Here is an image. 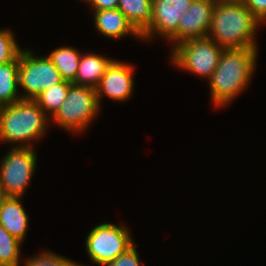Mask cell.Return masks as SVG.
<instances>
[{"label":"cell","instance_id":"cell-19","mask_svg":"<svg viewBox=\"0 0 266 266\" xmlns=\"http://www.w3.org/2000/svg\"><path fill=\"white\" fill-rule=\"evenodd\" d=\"M22 243L0 224V266H20Z\"/></svg>","mask_w":266,"mask_h":266},{"label":"cell","instance_id":"cell-25","mask_svg":"<svg viewBox=\"0 0 266 266\" xmlns=\"http://www.w3.org/2000/svg\"><path fill=\"white\" fill-rule=\"evenodd\" d=\"M215 4H242L245 0H213Z\"/></svg>","mask_w":266,"mask_h":266},{"label":"cell","instance_id":"cell-10","mask_svg":"<svg viewBox=\"0 0 266 266\" xmlns=\"http://www.w3.org/2000/svg\"><path fill=\"white\" fill-rule=\"evenodd\" d=\"M134 69L135 67L131 64L122 63L118 60H114L110 64L95 88L99 107L101 106V98L105 96L117 102H125L130 99L135 86Z\"/></svg>","mask_w":266,"mask_h":266},{"label":"cell","instance_id":"cell-11","mask_svg":"<svg viewBox=\"0 0 266 266\" xmlns=\"http://www.w3.org/2000/svg\"><path fill=\"white\" fill-rule=\"evenodd\" d=\"M213 0H193L178 23L177 44L197 38H206L212 23Z\"/></svg>","mask_w":266,"mask_h":266},{"label":"cell","instance_id":"cell-20","mask_svg":"<svg viewBox=\"0 0 266 266\" xmlns=\"http://www.w3.org/2000/svg\"><path fill=\"white\" fill-rule=\"evenodd\" d=\"M25 259L24 266H84L52 251H42Z\"/></svg>","mask_w":266,"mask_h":266},{"label":"cell","instance_id":"cell-2","mask_svg":"<svg viewBox=\"0 0 266 266\" xmlns=\"http://www.w3.org/2000/svg\"><path fill=\"white\" fill-rule=\"evenodd\" d=\"M51 121L32 99H21L10 106L1 107L0 142L13 143V147L33 148L35 140L44 138Z\"/></svg>","mask_w":266,"mask_h":266},{"label":"cell","instance_id":"cell-4","mask_svg":"<svg viewBox=\"0 0 266 266\" xmlns=\"http://www.w3.org/2000/svg\"><path fill=\"white\" fill-rule=\"evenodd\" d=\"M94 88L72 84L65 101L50 118L56 125L70 132H84L100 112Z\"/></svg>","mask_w":266,"mask_h":266},{"label":"cell","instance_id":"cell-18","mask_svg":"<svg viewBox=\"0 0 266 266\" xmlns=\"http://www.w3.org/2000/svg\"><path fill=\"white\" fill-rule=\"evenodd\" d=\"M71 82L63 81L40 93L34 100L44 113L51 118L65 101Z\"/></svg>","mask_w":266,"mask_h":266},{"label":"cell","instance_id":"cell-23","mask_svg":"<svg viewBox=\"0 0 266 266\" xmlns=\"http://www.w3.org/2000/svg\"><path fill=\"white\" fill-rule=\"evenodd\" d=\"M244 5L263 24L266 22V0H245Z\"/></svg>","mask_w":266,"mask_h":266},{"label":"cell","instance_id":"cell-13","mask_svg":"<svg viewBox=\"0 0 266 266\" xmlns=\"http://www.w3.org/2000/svg\"><path fill=\"white\" fill-rule=\"evenodd\" d=\"M22 197H8L0 209V224L21 242L26 238L28 215L21 203Z\"/></svg>","mask_w":266,"mask_h":266},{"label":"cell","instance_id":"cell-3","mask_svg":"<svg viewBox=\"0 0 266 266\" xmlns=\"http://www.w3.org/2000/svg\"><path fill=\"white\" fill-rule=\"evenodd\" d=\"M262 23L242 4H215L208 38L225 49L257 47L255 33Z\"/></svg>","mask_w":266,"mask_h":266},{"label":"cell","instance_id":"cell-5","mask_svg":"<svg viewBox=\"0 0 266 266\" xmlns=\"http://www.w3.org/2000/svg\"><path fill=\"white\" fill-rule=\"evenodd\" d=\"M171 62L180 70L202 78L212 77L225 48L206 38L189 39L172 48Z\"/></svg>","mask_w":266,"mask_h":266},{"label":"cell","instance_id":"cell-15","mask_svg":"<svg viewBox=\"0 0 266 266\" xmlns=\"http://www.w3.org/2000/svg\"><path fill=\"white\" fill-rule=\"evenodd\" d=\"M19 56L12 62L0 64V108L21 100L19 88Z\"/></svg>","mask_w":266,"mask_h":266},{"label":"cell","instance_id":"cell-17","mask_svg":"<svg viewBox=\"0 0 266 266\" xmlns=\"http://www.w3.org/2000/svg\"><path fill=\"white\" fill-rule=\"evenodd\" d=\"M82 53L71 46H62L54 49L48 57L58 69L64 81L73 83L77 74L79 61Z\"/></svg>","mask_w":266,"mask_h":266},{"label":"cell","instance_id":"cell-26","mask_svg":"<svg viewBox=\"0 0 266 266\" xmlns=\"http://www.w3.org/2000/svg\"><path fill=\"white\" fill-rule=\"evenodd\" d=\"M8 198L7 194L5 193V190L2 186L1 183V177H0V209L2 207V204L4 203V201Z\"/></svg>","mask_w":266,"mask_h":266},{"label":"cell","instance_id":"cell-22","mask_svg":"<svg viewBox=\"0 0 266 266\" xmlns=\"http://www.w3.org/2000/svg\"><path fill=\"white\" fill-rule=\"evenodd\" d=\"M135 243L107 266H141Z\"/></svg>","mask_w":266,"mask_h":266},{"label":"cell","instance_id":"cell-6","mask_svg":"<svg viewBox=\"0 0 266 266\" xmlns=\"http://www.w3.org/2000/svg\"><path fill=\"white\" fill-rule=\"evenodd\" d=\"M127 226L104 222L96 225L85 240L87 255L91 262L107 266L123 254L135 242Z\"/></svg>","mask_w":266,"mask_h":266},{"label":"cell","instance_id":"cell-9","mask_svg":"<svg viewBox=\"0 0 266 266\" xmlns=\"http://www.w3.org/2000/svg\"><path fill=\"white\" fill-rule=\"evenodd\" d=\"M193 0H152V20L141 33L142 40L150 41L155 36L164 37L177 45L178 23ZM158 34V35H157Z\"/></svg>","mask_w":266,"mask_h":266},{"label":"cell","instance_id":"cell-21","mask_svg":"<svg viewBox=\"0 0 266 266\" xmlns=\"http://www.w3.org/2000/svg\"><path fill=\"white\" fill-rule=\"evenodd\" d=\"M21 51L13 31L0 29V64L14 61Z\"/></svg>","mask_w":266,"mask_h":266},{"label":"cell","instance_id":"cell-12","mask_svg":"<svg viewBox=\"0 0 266 266\" xmlns=\"http://www.w3.org/2000/svg\"><path fill=\"white\" fill-rule=\"evenodd\" d=\"M95 29L106 38L120 39L132 35L141 39V34L118 9L93 11Z\"/></svg>","mask_w":266,"mask_h":266},{"label":"cell","instance_id":"cell-8","mask_svg":"<svg viewBox=\"0 0 266 266\" xmlns=\"http://www.w3.org/2000/svg\"><path fill=\"white\" fill-rule=\"evenodd\" d=\"M34 147H11L0 162L1 183L8 197H22L35 172Z\"/></svg>","mask_w":266,"mask_h":266},{"label":"cell","instance_id":"cell-16","mask_svg":"<svg viewBox=\"0 0 266 266\" xmlns=\"http://www.w3.org/2000/svg\"><path fill=\"white\" fill-rule=\"evenodd\" d=\"M141 34L152 20V0H118L117 7Z\"/></svg>","mask_w":266,"mask_h":266},{"label":"cell","instance_id":"cell-1","mask_svg":"<svg viewBox=\"0 0 266 266\" xmlns=\"http://www.w3.org/2000/svg\"><path fill=\"white\" fill-rule=\"evenodd\" d=\"M258 47L225 49L212 77L208 80L211 101L221 108L246 89L256 69Z\"/></svg>","mask_w":266,"mask_h":266},{"label":"cell","instance_id":"cell-24","mask_svg":"<svg viewBox=\"0 0 266 266\" xmlns=\"http://www.w3.org/2000/svg\"><path fill=\"white\" fill-rule=\"evenodd\" d=\"M93 11L116 9L118 7V0H86Z\"/></svg>","mask_w":266,"mask_h":266},{"label":"cell","instance_id":"cell-14","mask_svg":"<svg viewBox=\"0 0 266 266\" xmlns=\"http://www.w3.org/2000/svg\"><path fill=\"white\" fill-rule=\"evenodd\" d=\"M113 58H107L96 53L82 54L75 81L72 83L78 86H88L96 88L100 79L106 73L107 68L114 61Z\"/></svg>","mask_w":266,"mask_h":266},{"label":"cell","instance_id":"cell-7","mask_svg":"<svg viewBox=\"0 0 266 266\" xmlns=\"http://www.w3.org/2000/svg\"><path fill=\"white\" fill-rule=\"evenodd\" d=\"M64 80L48 56H35L31 49H22L19 54V87L22 99L34 100L40 93Z\"/></svg>","mask_w":266,"mask_h":266}]
</instances>
